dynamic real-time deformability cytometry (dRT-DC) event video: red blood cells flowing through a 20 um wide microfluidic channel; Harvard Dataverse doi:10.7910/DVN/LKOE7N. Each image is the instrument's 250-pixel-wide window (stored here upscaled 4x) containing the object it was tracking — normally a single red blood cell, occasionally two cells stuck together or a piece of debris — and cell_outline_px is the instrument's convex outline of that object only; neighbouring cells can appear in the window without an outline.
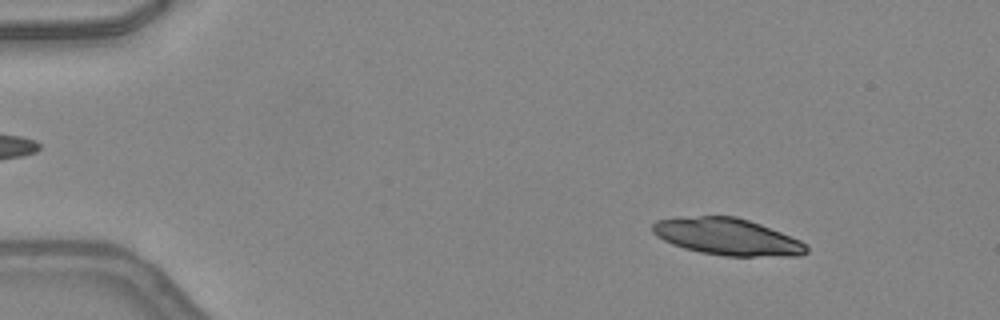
{"species": "common noctule bat (a hibernating species)", "species_latin": "Nyctalus noctula", "temperature_condition": "warm", "stored_images_in_passage": 23, "camera_frame_rate_fps": 3000, "um_per_image_px": 0.085, "animal": {"sex": "female", "body_mass_g": 24.6, "forearm_length_mm": 56.2}, "frame": {"image": 1, "passage_image": 6, "time_ms": 1.667, "image_size_px": [1000, 320], "cell_outline_px": [[808, 252], [800, 256], [724, 256], [700, 252], [684, 248], [672, 244], [656, 236], [652, 232], [652, 224], [656, 220], [680, 216], [736, 216], [760, 224], [800, 240], [808, 248]], "centroid_in_image_um": [61.79, 20.12], "position_along_channel_um": 23.2, "area_um2": 33.12}}